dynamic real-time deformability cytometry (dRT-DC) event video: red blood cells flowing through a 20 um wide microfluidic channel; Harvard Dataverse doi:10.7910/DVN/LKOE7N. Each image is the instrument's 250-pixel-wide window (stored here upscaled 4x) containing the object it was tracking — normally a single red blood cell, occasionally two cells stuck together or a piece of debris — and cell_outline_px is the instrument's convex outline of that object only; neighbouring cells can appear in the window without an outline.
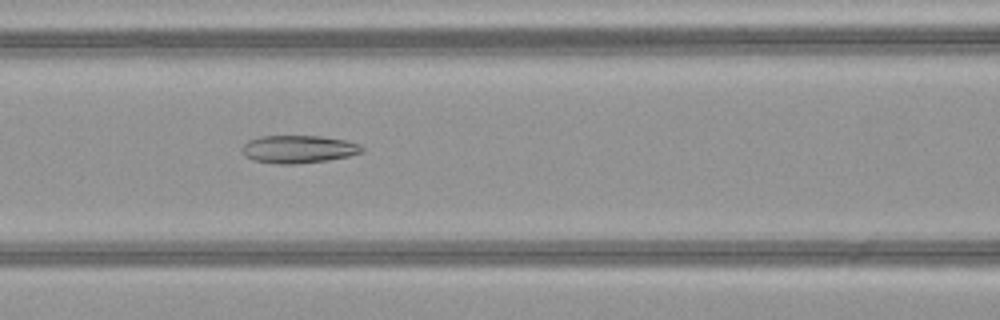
{"species": "common noctule bat (a hibernating species)", "species_latin": "Nyctalus noctula", "temperature_condition": "warm", "stored_images_in_passage": 42, "camera_frame_rate_fps": 3000, "um_per_image_px": 0.085, "animal": {"sex": "female", "body_mass_g": 21.9}, "frame": {"image": 1, "passage_image": 14, "time_ms": 4.333, "image_size_px": [1000, 320], "cell_outline_px": [[364, 148], [360, 152], [348, 156], [328, 160], [296, 164], [276, 164], [252, 160], [244, 156], [240, 148], [248, 140], [260, 136], [320, 136], [344, 140], [360, 144]], "centroid_in_image_um": [25.31, 12.68], "position_along_channel_um": 141.3, "area_um2": 19.48}}
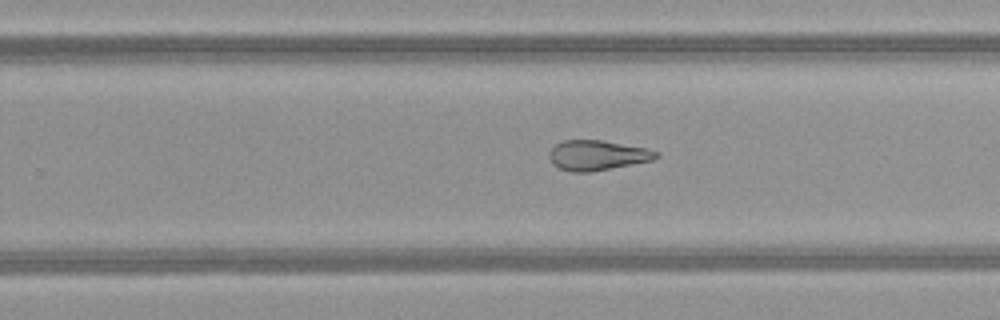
{"frame": {"image": 2, "passage_image": 24, "time_ms": 7.667, "image_size_px": [1000, 320], "cell_outline_px": [[660, 156], [652, 160], [592, 172], [572, 172], [560, 168], [552, 164], [548, 156], [548, 152], [556, 144], [564, 140], [600, 140], [648, 148], [660, 152]], "centroid_in_image_um": [50.77, 13.2], "position_along_channel_um": 279.0, "area_um2": 18.79}}
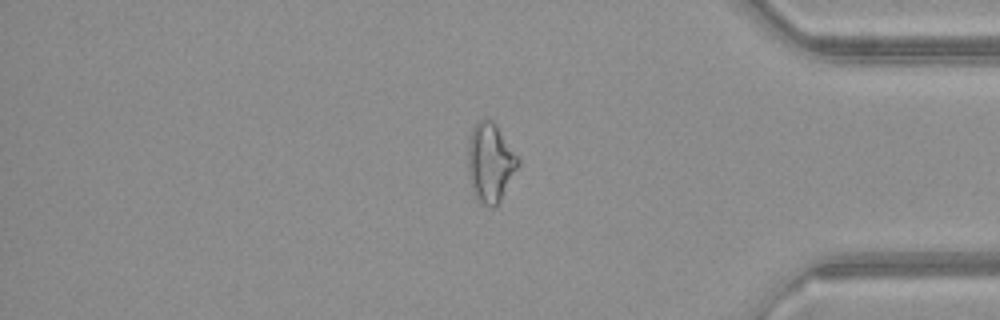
{"frame": {"image": 3, "passage_image": 34, "time_ms": 11.0, "image_size_px": [1000, 320], "cell_outline_px": [[520, 164], [496, 208], [488, 208], [476, 196], [472, 188], [468, 176], [468, 148], [472, 128], [484, 116], [492, 120], [496, 124], [520, 160]], "centroid_in_image_um": [41.68, 13.81], "position_along_channel_um": 393.5, "area_um2": 23.06}, "authors_computed_cell_mechanics": {"area_um2": 21.7906, "velocity_mm_per_s": 4.1421, "shape_relaxation_time_tau1_ms": null, "shape_relaxation_time_tau2_ms": 3.2311, "deformation_change_tau1": null, "deformation_change_tau2": 0.1313}}